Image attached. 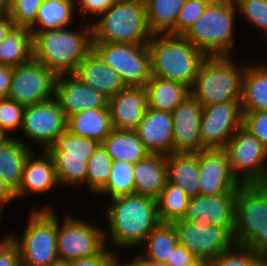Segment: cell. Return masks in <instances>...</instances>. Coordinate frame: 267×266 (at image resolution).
<instances>
[{"mask_svg": "<svg viewBox=\"0 0 267 266\" xmlns=\"http://www.w3.org/2000/svg\"><path fill=\"white\" fill-rule=\"evenodd\" d=\"M110 200L112 203L105 208L103 216L109 226V234L104 230L105 243L110 238L112 248H138L161 223L154 198L133 193Z\"/></svg>", "mask_w": 267, "mask_h": 266, "instance_id": "1", "label": "cell"}, {"mask_svg": "<svg viewBox=\"0 0 267 266\" xmlns=\"http://www.w3.org/2000/svg\"><path fill=\"white\" fill-rule=\"evenodd\" d=\"M86 21L84 29L31 31L33 59L56 76L75 74L79 64L93 50L92 26Z\"/></svg>", "mask_w": 267, "mask_h": 266, "instance_id": "2", "label": "cell"}, {"mask_svg": "<svg viewBox=\"0 0 267 266\" xmlns=\"http://www.w3.org/2000/svg\"><path fill=\"white\" fill-rule=\"evenodd\" d=\"M151 55L152 76L191 88L206 55L183 35L154 34L147 43Z\"/></svg>", "mask_w": 267, "mask_h": 266, "instance_id": "3", "label": "cell"}, {"mask_svg": "<svg viewBox=\"0 0 267 266\" xmlns=\"http://www.w3.org/2000/svg\"><path fill=\"white\" fill-rule=\"evenodd\" d=\"M97 18L91 23L93 43L147 44L152 38L144 0H116Z\"/></svg>", "mask_w": 267, "mask_h": 266, "instance_id": "4", "label": "cell"}, {"mask_svg": "<svg viewBox=\"0 0 267 266\" xmlns=\"http://www.w3.org/2000/svg\"><path fill=\"white\" fill-rule=\"evenodd\" d=\"M240 65L231 55L206 56L199 66L190 94L202 106L240 101L246 66Z\"/></svg>", "mask_w": 267, "mask_h": 266, "instance_id": "5", "label": "cell"}, {"mask_svg": "<svg viewBox=\"0 0 267 266\" xmlns=\"http://www.w3.org/2000/svg\"><path fill=\"white\" fill-rule=\"evenodd\" d=\"M54 209L52 205L32 209L23 236L19 239L11 234V240L18 247L22 266H54L60 263Z\"/></svg>", "mask_w": 267, "mask_h": 266, "instance_id": "6", "label": "cell"}, {"mask_svg": "<svg viewBox=\"0 0 267 266\" xmlns=\"http://www.w3.org/2000/svg\"><path fill=\"white\" fill-rule=\"evenodd\" d=\"M236 10L235 3L207 6L183 36L206 56L232 55Z\"/></svg>", "mask_w": 267, "mask_h": 266, "instance_id": "7", "label": "cell"}, {"mask_svg": "<svg viewBox=\"0 0 267 266\" xmlns=\"http://www.w3.org/2000/svg\"><path fill=\"white\" fill-rule=\"evenodd\" d=\"M174 226L178 244L186 248L196 259L210 262L222 253L234 249V234L227 227L210 225L202 219L177 220Z\"/></svg>", "mask_w": 267, "mask_h": 266, "instance_id": "8", "label": "cell"}, {"mask_svg": "<svg viewBox=\"0 0 267 266\" xmlns=\"http://www.w3.org/2000/svg\"><path fill=\"white\" fill-rule=\"evenodd\" d=\"M93 50L119 74L125 86L145 87L152 77L147 44L93 43Z\"/></svg>", "mask_w": 267, "mask_h": 266, "instance_id": "9", "label": "cell"}, {"mask_svg": "<svg viewBox=\"0 0 267 266\" xmlns=\"http://www.w3.org/2000/svg\"><path fill=\"white\" fill-rule=\"evenodd\" d=\"M267 228V183L241 184L235 195L234 237L248 247Z\"/></svg>", "mask_w": 267, "mask_h": 266, "instance_id": "10", "label": "cell"}, {"mask_svg": "<svg viewBox=\"0 0 267 266\" xmlns=\"http://www.w3.org/2000/svg\"><path fill=\"white\" fill-rule=\"evenodd\" d=\"M232 174L241 184L267 183V149L241 126L227 142Z\"/></svg>", "mask_w": 267, "mask_h": 266, "instance_id": "11", "label": "cell"}, {"mask_svg": "<svg viewBox=\"0 0 267 266\" xmlns=\"http://www.w3.org/2000/svg\"><path fill=\"white\" fill-rule=\"evenodd\" d=\"M57 216V253L60 263L89 257L105 246L104 229L71 214L61 222Z\"/></svg>", "mask_w": 267, "mask_h": 266, "instance_id": "12", "label": "cell"}, {"mask_svg": "<svg viewBox=\"0 0 267 266\" xmlns=\"http://www.w3.org/2000/svg\"><path fill=\"white\" fill-rule=\"evenodd\" d=\"M57 76L38 61L13 67L10 90L7 98L30 106L54 98Z\"/></svg>", "mask_w": 267, "mask_h": 266, "instance_id": "13", "label": "cell"}, {"mask_svg": "<svg viewBox=\"0 0 267 266\" xmlns=\"http://www.w3.org/2000/svg\"><path fill=\"white\" fill-rule=\"evenodd\" d=\"M241 101L203 106L200 118L201 151L224 149L229 139L242 126Z\"/></svg>", "mask_w": 267, "mask_h": 266, "instance_id": "14", "label": "cell"}, {"mask_svg": "<svg viewBox=\"0 0 267 266\" xmlns=\"http://www.w3.org/2000/svg\"><path fill=\"white\" fill-rule=\"evenodd\" d=\"M66 130L67 117L54 98L25 107L22 135L28 141L31 139L41 145V153L52 146L57 137Z\"/></svg>", "mask_w": 267, "mask_h": 266, "instance_id": "15", "label": "cell"}, {"mask_svg": "<svg viewBox=\"0 0 267 266\" xmlns=\"http://www.w3.org/2000/svg\"><path fill=\"white\" fill-rule=\"evenodd\" d=\"M199 194L214 196L237 190L241 183L232 174L224 149L198 152Z\"/></svg>", "mask_w": 267, "mask_h": 266, "instance_id": "16", "label": "cell"}, {"mask_svg": "<svg viewBox=\"0 0 267 266\" xmlns=\"http://www.w3.org/2000/svg\"><path fill=\"white\" fill-rule=\"evenodd\" d=\"M54 99L66 117L88 109L108 108V98L75 74L57 76Z\"/></svg>", "mask_w": 267, "mask_h": 266, "instance_id": "17", "label": "cell"}, {"mask_svg": "<svg viewBox=\"0 0 267 266\" xmlns=\"http://www.w3.org/2000/svg\"><path fill=\"white\" fill-rule=\"evenodd\" d=\"M203 106L191 94L171 113L173 117V153L201 151L200 118Z\"/></svg>", "mask_w": 267, "mask_h": 266, "instance_id": "18", "label": "cell"}, {"mask_svg": "<svg viewBox=\"0 0 267 266\" xmlns=\"http://www.w3.org/2000/svg\"><path fill=\"white\" fill-rule=\"evenodd\" d=\"M236 190L214 196L197 195L190 198L182 220L207 221L210 225L227 227L234 234Z\"/></svg>", "mask_w": 267, "mask_h": 266, "instance_id": "19", "label": "cell"}, {"mask_svg": "<svg viewBox=\"0 0 267 266\" xmlns=\"http://www.w3.org/2000/svg\"><path fill=\"white\" fill-rule=\"evenodd\" d=\"M114 129L135 130L148 108L145 87L126 86L108 99Z\"/></svg>", "mask_w": 267, "mask_h": 266, "instance_id": "20", "label": "cell"}, {"mask_svg": "<svg viewBox=\"0 0 267 266\" xmlns=\"http://www.w3.org/2000/svg\"><path fill=\"white\" fill-rule=\"evenodd\" d=\"M151 154H173L172 113L147 108L140 125L134 130Z\"/></svg>", "mask_w": 267, "mask_h": 266, "instance_id": "21", "label": "cell"}, {"mask_svg": "<svg viewBox=\"0 0 267 266\" xmlns=\"http://www.w3.org/2000/svg\"><path fill=\"white\" fill-rule=\"evenodd\" d=\"M35 152L33 150L25 160L21 183L15 192L16 199L24 195L46 194L52 188L60 187L51 156L47 151L40 156Z\"/></svg>", "mask_w": 267, "mask_h": 266, "instance_id": "22", "label": "cell"}, {"mask_svg": "<svg viewBox=\"0 0 267 266\" xmlns=\"http://www.w3.org/2000/svg\"><path fill=\"white\" fill-rule=\"evenodd\" d=\"M75 75L108 99L126 87L119 74L110 68L94 50L79 64Z\"/></svg>", "mask_w": 267, "mask_h": 266, "instance_id": "23", "label": "cell"}, {"mask_svg": "<svg viewBox=\"0 0 267 266\" xmlns=\"http://www.w3.org/2000/svg\"><path fill=\"white\" fill-rule=\"evenodd\" d=\"M23 140L12 135L0 142V177L14 193L20 186L25 160L35 149Z\"/></svg>", "mask_w": 267, "mask_h": 266, "instance_id": "24", "label": "cell"}, {"mask_svg": "<svg viewBox=\"0 0 267 266\" xmlns=\"http://www.w3.org/2000/svg\"><path fill=\"white\" fill-rule=\"evenodd\" d=\"M167 181V156L150 153L134 164L135 193L157 199Z\"/></svg>", "mask_w": 267, "mask_h": 266, "instance_id": "25", "label": "cell"}, {"mask_svg": "<svg viewBox=\"0 0 267 266\" xmlns=\"http://www.w3.org/2000/svg\"><path fill=\"white\" fill-rule=\"evenodd\" d=\"M109 108L88 109L67 117V130L78 136L102 143L112 132Z\"/></svg>", "mask_w": 267, "mask_h": 266, "instance_id": "26", "label": "cell"}, {"mask_svg": "<svg viewBox=\"0 0 267 266\" xmlns=\"http://www.w3.org/2000/svg\"><path fill=\"white\" fill-rule=\"evenodd\" d=\"M254 63L245 66L242 76V111H267V65Z\"/></svg>", "mask_w": 267, "mask_h": 266, "instance_id": "27", "label": "cell"}, {"mask_svg": "<svg viewBox=\"0 0 267 266\" xmlns=\"http://www.w3.org/2000/svg\"><path fill=\"white\" fill-rule=\"evenodd\" d=\"M168 182L181 187L189 198L199 195L198 153H173L167 156Z\"/></svg>", "mask_w": 267, "mask_h": 266, "instance_id": "28", "label": "cell"}, {"mask_svg": "<svg viewBox=\"0 0 267 266\" xmlns=\"http://www.w3.org/2000/svg\"><path fill=\"white\" fill-rule=\"evenodd\" d=\"M145 88L148 108L169 113L190 95L186 85L156 76L151 77Z\"/></svg>", "mask_w": 267, "mask_h": 266, "instance_id": "29", "label": "cell"}, {"mask_svg": "<svg viewBox=\"0 0 267 266\" xmlns=\"http://www.w3.org/2000/svg\"><path fill=\"white\" fill-rule=\"evenodd\" d=\"M102 144L112 161L134 165L150 154L134 130L113 129Z\"/></svg>", "mask_w": 267, "mask_h": 266, "instance_id": "30", "label": "cell"}, {"mask_svg": "<svg viewBox=\"0 0 267 266\" xmlns=\"http://www.w3.org/2000/svg\"><path fill=\"white\" fill-rule=\"evenodd\" d=\"M33 59L32 33L14 26L0 43V65L17 67Z\"/></svg>", "mask_w": 267, "mask_h": 266, "instance_id": "31", "label": "cell"}, {"mask_svg": "<svg viewBox=\"0 0 267 266\" xmlns=\"http://www.w3.org/2000/svg\"><path fill=\"white\" fill-rule=\"evenodd\" d=\"M75 0H43L35 24L30 31H45L68 27L76 16ZM38 27V28H37Z\"/></svg>", "mask_w": 267, "mask_h": 266, "instance_id": "32", "label": "cell"}, {"mask_svg": "<svg viewBox=\"0 0 267 266\" xmlns=\"http://www.w3.org/2000/svg\"><path fill=\"white\" fill-rule=\"evenodd\" d=\"M186 0H144L149 31L170 34L176 27L180 9Z\"/></svg>", "mask_w": 267, "mask_h": 266, "instance_id": "33", "label": "cell"}, {"mask_svg": "<svg viewBox=\"0 0 267 266\" xmlns=\"http://www.w3.org/2000/svg\"><path fill=\"white\" fill-rule=\"evenodd\" d=\"M145 250L139 254L148 260L166 264L178 245L177 235L171 223H160L146 237Z\"/></svg>", "mask_w": 267, "mask_h": 266, "instance_id": "34", "label": "cell"}, {"mask_svg": "<svg viewBox=\"0 0 267 266\" xmlns=\"http://www.w3.org/2000/svg\"><path fill=\"white\" fill-rule=\"evenodd\" d=\"M156 200L161 223H172L183 219L190 198L181 187L167 181L166 186Z\"/></svg>", "mask_w": 267, "mask_h": 266, "instance_id": "35", "label": "cell"}, {"mask_svg": "<svg viewBox=\"0 0 267 266\" xmlns=\"http://www.w3.org/2000/svg\"><path fill=\"white\" fill-rule=\"evenodd\" d=\"M99 144L96 140L78 137L66 130L46 151L50 156L87 158L88 161Z\"/></svg>", "mask_w": 267, "mask_h": 266, "instance_id": "36", "label": "cell"}, {"mask_svg": "<svg viewBox=\"0 0 267 266\" xmlns=\"http://www.w3.org/2000/svg\"><path fill=\"white\" fill-rule=\"evenodd\" d=\"M115 198L135 193L134 165L125 161H112L109 179L98 194Z\"/></svg>", "mask_w": 267, "mask_h": 266, "instance_id": "37", "label": "cell"}, {"mask_svg": "<svg viewBox=\"0 0 267 266\" xmlns=\"http://www.w3.org/2000/svg\"><path fill=\"white\" fill-rule=\"evenodd\" d=\"M60 187L86 185L87 158L51 156Z\"/></svg>", "mask_w": 267, "mask_h": 266, "instance_id": "38", "label": "cell"}, {"mask_svg": "<svg viewBox=\"0 0 267 266\" xmlns=\"http://www.w3.org/2000/svg\"><path fill=\"white\" fill-rule=\"evenodd\" d=\"M111 163L110 155L100 143L87 161L86 187L93 194H98L105 187L110 176Z\"/></svg>", "mask_w": 267, "mask_h": 266, "instance_id": "39", "label": "cell"}, {"mask_svg": "<svg viewBox=\"0 0 267 266\" xmlns=\"http://www.w3.org/2000/svg\"><path fill=\"white\" fill-rule=\"evenodd\" d=\"M25 106L9 98H0V131L6 136L11 131L21 130ZM10 131V132H9Z\"/></svg>", "mask_w": 267, "mask_h": 266, "instance_id": "40", "label": "cell"}, {"mask_svg": "<svg viewBox=\"0 0 267 266\" xmlns=\"http://www.w3.org/2000/svg\"><path fill=\"white\" fill-rule=\"evenodd\" d=\"M43 0H12L8 15L14 26L30 29L36 22L38 8Z\"/></svg>", "mask_w": 267, "mask_h": 266, "instance_id": "41", "label": "cell"}, {"mask_svg": "<svg viewBox=\"0 0 267 266\" xmlns=\"http://www.w3.org/2000/svg\"><path fill=\"white\" fill-rule=\"evenodd\" d=\"M237 11L245 19L264 31L267 38V0H235Z\"/></svg>", "mask_w": 267, "mask_h": 266, "instance_id": "42", "label": "cell"}, {"mask_svg": "<svg viewBox=\"0 0 267 266\" xmlns=\"http://www.w3.org/2000/svg\"><path fill=\"white\" fill-rule=\"evenodd\" d=\"M260 259L248 247L236 246L209 262V266H259Z\"/></svg>", "mask_w": 267, "mask_h": 266, "instance_id": "43", "label": "cell"}, {"mask_svg": "<svg viewBox=\"0 0 267 266\" xmlns=\"http://www.w3.org/2000/svg\"><path fill=\"white\" fill-rule=\"evenodd\" d=\"M207 6L203 0H186L180 9L176 27L170 34L184 35L205 12Z\"/></svg>", "mask_w": 267, "mask_h": 266, "instance_id": "44", "label": "cell"}, {"mask_svg": "<svg viewBox=\"0 0 267 266\" xmlns=\"http://www.w3.org/2000/svg\"><path fill=\"white\" fill-rule=\"evenodd\" d=\"M242 126L267 149V111H242Z\"/></svg>", "mask_w": 267, "mask_h": 266, "instance_id": "45", "label": "cell"}, {"mask_svg": "<svg viewBox=\"0 0 267 266\" xmlns=\"http://www.w3.org/2000/svg\"><path fill=\"white\" fill-rule=\"evenodd\" d=\"M104 247L99 253L76 260L65 262L66 266H113L115 249ZM115 253V254H114Z\"/></svg>", "mask_w": 267, "mask_h": 266, "instance_id": "46", "label": "cell"}, {"mask_svg": "<svg viewBox=\"0 0 267 266\" xmlns=\"http://www.w3.org/2000/svg\"><path fill=\"white\" fill-rule=\"evenodd\" d=\"M10 237L0 240V266H22L18 247Z\"/></svg>", "mask_w": 267, "mask_h": 266, "instance_id": "47", "label": "cell"}, {"mask_svg": "<svg viewBox=\"0 0 267 266\" xmlns=\"http://www.w3.org/2000/svg\"><path fill=\"white\" fill-rule=\"evenodd\" d=\"M116 0H75L76 10H80L82 14L97 15L104 13ZM79 3V4H78ZM85 12V13H84Z\"/></svg>", "mask_w": 267, "mask_h": 266, "instance_id": "48", "label": "cell"}, {"mask_svg": "<svg viewBox=\"0 0 267 266\" xmlns=\"http://www.w3.org/2000/svg\"><path fill=\"white\" fill-rule=\"evenodd\" d=\"M196 258L191 252L181 245H177L173 249L171 257L167 260L168 266H186L192 263Z\"/></svg>", "mask_w": 267, "mask_h": 266, "instance_id": "49", "label": "cell"}, {"mask_svg": "<svg viewBox=\"0 0 267 266\" xmlns=\"http://www.w3.org/2000/svg\"><path fill=\"white\" fill-rule=\"evenodd\" d=\"M261 263H267V228L248 246Z\"/></svg>", "mask_w": 267, "mask_h": 266, "instance_id": "50", "label": "cell"}, {"mask_svg": "<svg viewBox=\"0 0 267 266\" xmlns=\"http://www.w3.org/2000/svg\"><path fill=\"white\" fill-rule=\"evenodd\" d=\"M12 73L13 67L0 65V98H7L8 96Z\"/></svg>", "mask_w": 267, "mask_h": 266, "instance_id": "51", "label": "cell"}, {"mask_svg": "<svg viewBox=\"0 0 267 266\" xmlns=\"http://www.w3.org/2000/svg\"><path fill=\"white\" fill-rule=\"evenodd\" d=\"M15 199H16L15 193L8 187V185L0 177V204L6 205Z\"/></svg>", "mask_w": 267, "mask_h": 266, "instance_id": "52", "label": "cell"}, {"mask_svg": "<svg viewBox=\"0 0 267 266\" xmlns=\"http://www.w3.org/2000/svg\"><path fill=\"white\" fill-rule=\"evenodd\" d=\"M14 27V23L10 19V16L6 14L0 20V43L4 40L9 31Z\"/></svg>", "mask_w": 267, "mask_h": 266, "instance_id": "53", "label": "cell"}, {"mask_svg": "<svg viewBox=\"0 0 267 266\" xmlns=\"http://www.w3.org/2000/svg\"><path fill=\"white\" fill-rule=\"evenodd\" d=\"M113 266H143L135 257L131 258V260L128 262H120L119 256L116 255Z\"/></svg>", "mask_w": 267, "mask_h": 266, "instance_id": "54", "label": "cell"}, {"mask_svg": "<svg viewBox=\"0 0 267 266\" xmlns=\"http://www.w3.org/2000/svg\"><path fill=\"white\" fill-rule=\"evenodd\" d=\"M135 258L143 265V266H168L167 264H162L159 262H154L148 259L143 258L140 254L135 255Z\"/></svg>", "mask_w": 267, "mask_h": 266, "instance_id": "55", "label": "cell"}, {"mask_svg": "<svg viewBox=\"0 0 267 266\" xmlns=\"http://www.w3.org/2000/svg\"><path fill=\"white\" fill-rule=\"evenodd\" d=\"M208 6L210 5H223L226 3H235V0H203Z\"/></svg>", "mask_w": 267, "mask_h": 266, "instance_id": "56", "label": "cell"}, {"mask_svg": "<svg viewBox=\"0 0 267 266\" xmlns=\"http://www.w3.org/2000/svg\"><path fill=\"white\" fill-rule=\"evenodd\" d=\"M12 0H0V10L8 14Z\"/></svg>", "mask_w": 267, "mask_h": 266, "instance_id": "57", "label": "cell"}, {"mask_svg": "<svg viewBox=\"0 0 267 266\" xmlns=\"http://www.w3.org/2000/svg\"><path fill=\"white\" fill-rule=\"evenodd\" d=\"M186 266H209V262L202 259H195L192 263Z\"/></svg>", "mask_w": 267, "mask_h": 266, "instance_id": "58", "label": "cell"}, {"mask_svg": "<svg viewBox=\"0 0 267 266\" xmlns=\"http://www.w3.org/2000/svg\"><path fill=\"white\" fill-rule=\"evenodd\" d=\"M5 15H6V13L0 10V20H1Z\"/></svg>", "mask_w": 267, "mask_h": 266, "instance_id": "59", "label": "cell"}, {"mask_svg": "<svg viewBox=\"0 0 267 266\" xmlns=\"http://www.w3.org/2000/svg\"><path fill=\"white\" fill-rule=\"evenodd\" d=\"M6 136L0 131V142L5 138Z\"/></svg>", "mask_w": 267, "mask_h": 266, "instance_id": "60", "label": "cell"}, {"mask_svg": "<svg viewBox=\"0 0 267 266\" xmlns=\"http://www.w3.org/2000/svg\"><path fill=\"white\" fill-rule=\"evenodd\" d=\"M3 206H4V205L0 204V220H1V218H2L1 216H2V211H3Z\"/></svg>", "mask_w": 267, "mask_h": 266, "instance_id": "61", "label": "cell"}, {"mask_svg": "<svg viewBox=\"0 0 267 266\" xmlns=\"http://www.w3.org/2000/svg\"><path fill=\"white\" fill-rule=\"evenodd\" d=\"M54 266H66V265L64 263H58V264H56Z\"/></svg>", "mask_w": 267, "mask_h": 266, "instance_id": "62", "label": "cell"}, {"mask_svg": "<svg viewBox=\"0 0 267 266\" xmlns=\"http://www.w3.org/2000/svg\"><path fill=\"white\" fill-rule=\"evenodd\" d=\"M259 266H267V263H260Z\"/></svg>", "mask_w": 267, "mask_h": 266, "instance_id": "63", "label": "cell"}]
</instances>
